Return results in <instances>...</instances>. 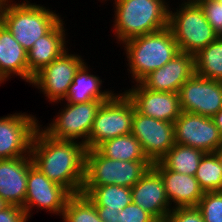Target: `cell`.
I'll return each mask as SVG.
<instances>
[{
	"label": "cell",
	"mask_w": 222,
	"mask_h": 222,
	"mask_svg": "<svg viewBox=\"0 0 222 222\" xmlns=\"http://www.w3.org/2000/svg\"><path fill=\"white\" fill-rule=\"evenodd\" d=\"M152 167L160 174L171 207H196L204 195L195 176L166 169L159 161ZM173 202V206H172Z\"/></svg>",
	"instance_id": "cell-19"
},
{
	"label": "cell",
	"mask_w": 222,
	"mask_h": 222,
	"mask_svg": "<svg viewBox=\"0 0 222 222\" xmlns=\"http://www.w3.org/2000/svg\"><path fill=\"white\" fill-rule=\"evenodd\" d=\"M194 176L204 193L222 191V166L215 152L203 155Z\"/></svg>",
	"instance_id": "cell-27"
},
{
	"label": "cell",
	"mask_w": 222,
	"mask_h": 222,
	"mask_svg": "<svg viewBox=\"0 0 222 222\" xmlns=\"http://www.w3.org/2000/svg\"><path fill=\"white\" fill-rule=\"evenodd\" d=\"M105 101L108 100H92L87 103L66 102L55 119L42 129L53 138L77 141L86 146L97 111Z\"/></svg>",
	"instance_id": "cell-8"
},
{
	"label": "cell",
	"mask_w": 222,
	"mask_h": 222,
	"mask_svg": "<svg viewBox=\"0 0 222 222\" xmlns=\"http://www.w3.org/2000/svg\"><path fill=\"white\" fill-rule=\"evenodd\" d=\"M165 222H204V219L197 207H176Z\"/></svg>",
	"instance_id": "cell-32"
},
{
	"label": "cell",
	"mask_w": 222,
	"mask_h": 222,
	"mask_svg": "<svg viewBox=\"0 0 222 222\" xmlns=\"http://www.w3.org/2000/svg\"><path fill=\"white\" fill-rule=\"evenodd\" d=\"M66 50L50 64L33 76L30 83L49 99L48 102L62 103L67 97L75 74L86 62L81 55L69 54Z\"/></svg>",
	"instance_id": "cell-9"
},
{
	"label": "cell",
	"mask_w": 222,
	"mask_h": 222,
	"mask_svg": "<svg viewBox=\"0 0 222 222\" xmlns=\"http://www.w3.org/2000/svg\"><path fill=\"white\" fill-rule=\"evenodd\" d=\"M194 73V55L180 51L163 67L149 73L140 83L152 91L178 93Z\"/></svg>",
	"instance_id": "cell-17"
},
{
	"label": "cell",
	"mask_w": 222,
	"mask_h": 222,
	"mask_svg": "<svg viewBox=\"0 0 222 222\" xmlns=\"http://www.w3.org/2000/svg\"><path fill=\"white\" fill-rule=\"evenodd\" d=\"M134 105L122 92L102 103L97 111L88 141L87 150L97 148L102 142L131 133Z\"/></svg>",
	"instance_id": "cell-7"
},
{
	"label": "cell",
	"mask_w": 222,
	"mask_h": 222,
	"mask_svg": "<svg viewBox=\"0 0 222 222\" xmlns=\"http://www.w3.org/2000/svg\"><path fill=\"white\" fill-rule=\"evenodd\" d=\"M39 120L25 112L0 118V159L30 156L31 142Z\"/></svg>",
	"instance_id": "cell-12"
},
{
	"label": "cell",
	"mask_w": 222,
	"mask_h": 222,
	"mask_svg": "<svg viewBox=\"0 0 222 222\" xmlns=\"http://www.w3.org/2000/svg\"><path fill=\"white\" fill-rule=\"evenodd\" d=\"M132 202L151 214L158 222H165L173 207L167 198L160 174L149 168L131 188Z\"/></svg>",
	"instance_id": "cell-16"
},
{
	"label": "cell",
	"mask_w": 222,
	"mask_h": 222,
	"mask_svg": "<svg viewBox=\"0 0 222 222\" xmlns=\"http://www.w3.org/2000/svg\"><path fill=\"white\" fill-rule=\"evenodd\" d=\"M194 1H212V2H218L219 0H194Z\"/></svg>",
	"instance_id": "cell-39"
},
{
	"label": "cell",
	"mask_w": 222,
	"mask_h": 222,
	"mask_svg": "<svg viewBox=\"0 0 222 222\" xmlns=\"http://www.w3.org/2000/svg\"><path fill=\"white\" fill-rule=\"evenodd\" d=\"M14 1V0H13ZM12 0H0L1 4L13 2Z\"/></svg>",
	"instance_id": "cell-38"
},
{
	"label": "cell",
	"mask_w": 222,
	"mask_h": 222,
	"mask_svg": "<svg viewBox=\"0 0 222 222\" xmlns=\"http://www.w3.org/2000/svg\"><path fill=\"white\" fill-rule=\"evenodd\" d=\"M41 126L31 142L33 165L71 195L80 194L85 176L86 146L77 141L53 138Z\"/></svg>",
	"instance_id": "cell-1"
},
{
	"label": "cell",
	"mask_w": 222,
	"mask_h": 222,
	"mask_svg": "<svg viewBox=\"0 0 222 222\" xmlns=\"http://www.w3.org/2000/svg\"><path fill=\"white\" fill-rule=\"evenodd\" d=\"M119 222H158L151 214L131 202L119 211Z\"/></svg>",
	"instance_id": "cell-31"
},
{
	"label": "cell",
	"mask_w": 222,
	"mask_h": 222,
	"mask_svg": "<svg viewBox=\"0 0 222 222\" xmlns=\"http://www.w3.org/2000/svg\"><path fill=\"white\" fill-rule=\"evenodd\" d=\"M195 74L222 82V36L194 55Z\"/></svg>",
	"instance_id": "cell-26"
},
{
	"label": "cell",
	"mask_w": 222,
	"mask_h": 222,
	"mask_svg": "<svg viewBox=\"0 0 222 222\" xmlns=\"http://www.w3.org/2000/svg\"><path fill=\"white\" fill-rule=\"evenodd\" d=\"M31 156L0 159V198L8 205L23 207Z\"/></svg>",
	"instance_id": "cell-18"
},
{
	"label": "cell",
	"mask_w": 222,
	"mask_h": 222,
	"mask_svg": "<svg viewBox=\"0 0 222 222\" xmlns=\"http://www.w3.org/2000/svg\"><path fill=\"white\" fill-rule=\"evenodd\" d=\"M71 194L62 186L52 182L33 164L28 169L27 192L23 208L31 219L34 207L62 217ZM40 208V209H39Z\"/></svg>",
	"instance_id": "cell-10"
},
{
	"label": "cell",
	"mask_w": 222,
	"mask_h": 222,
	"mask_svg": "<svg viewBox=\"0 0 222 222\" xmlns=\"http://www.w3.org/2000/svg\"><path fill=\"white\" fill-rule=\"evenodd\" d=\"M196 207L204 222H222V191L205 192Z\"/></svg>",
	"instance_id": "cell-29"
},
{
	"label": "cell",
	"mask_w": 222,
	"mask_h": 222,
	"mask_svg": "<svg viewBox=\"0 0 222 222\" xmlns=\"http://www.w3.org/2000/svg\"><path fill=\"white\" fill-rule=\"evenodd\" d=\"M12 75L29 83L27 51L0 22V84L8 81Z\"/></svg>",
	"instance_id": "cell-21"
},
{
	"label": "cell",
	"mask_w": 222,
	"mask_h": 222,
	"mask_svg": "<svg viewBox=\"0 0 222 222\" xmlns=\"http://www.w3.org/2000/svg\"><path fill=\"white\" fill-rule=\"evenodd\" d=\"M61 16L48 7L24 0L2 4L0 22L8 28L15 40L26 50L46 35L60 20Z\"/></svg>",
	"instance_id": "cell-4"
},
{
	"label": "cell",
	"mask_w": 222,
	"mask_h": 222,
	"mask_svg": "<svg viewBox=\"0 0 222 222\" xmlns=\"http://www.w3.org/2000/svg\"><path fill=\"white\" fill-rule=\"evenodd\" d=\"M124 93L132 101L135 110L147 117L174 123L182 112L179 93L152 91L140 82Z\"/></svg>",
	"instance_id": "cell-15"
},
{
	"label": "cell",
	"mask_w": 222,
	"mask_h": 222,
	"mask_svg": "<svg viewBox=\"0 0 222 222\" xmlns=\"http://www.w3.org/2000/svg\"><path fill=\"white\" fill-rule=\"evenodd\" d=\"M131 134L151 163L158 162L175 144L174 123L144 116L135 107Z\"/></svg>",
	"instance_id": "cell-11"
},
{
	"label": "cell",
	"mask_w": 222,
	"mask_h": 222,
	"mask_svg": "<svg viewBox=\"0 0 222 222\" xmlns=\"http://www.w3.org/2000/svg\"><path fill=\"white\" fill-rule=\"evenodd\" d=\"M170 10L171 8L168 27L179 51L195 55L218 38L203 10L194 0H184L174 12Z\"/></svg>",
	"instance_id": "cell-5"
},
{
	"label": "cell",
	"mask_w": 222,
	"mask_h": 222,
	"mask_svg": "<svg viewBox=\"0 0 222 222\" xmlns=\"http://www.w3.org/2000/svg\"><path fill=\"white\" fill-rule=\"evenodd\" d=\"M7 206L8 204L2 198H0V212Z\"/></svg>",
	"instance_id": "cell-37"
},
{
	"label": "cell",
	"mask_w": 222,
	"mask_h": 222,
	"mask_svg": "<svg viewBox=\"0 0 222 222\" xmlns=\"http://www.w3.org/2000/svg\"><path fill=\"white\" fill-rule=\"evenodd\" d=\"M88 64L84 63L75 74L64 102L87 103L92 100H109L115 93L112 90H101L102 79L89 73Z\"/></svg>",
	"instance_id": "cell-22"
},
{
	"label": "cell",
	"mask_w": 222,
	"mask_h": 222,
	"mask_svg": "<svg viewBox=\"0 0 222 222\" xmlns=\"http://www.w3.org/2000/svg\"><path fill=\"white\" fill-rule=\"evenodd\" d=\"M61 218L64 222H104L95 205L82 193L68 198Z\"/></svg>",
	"instance_id": "cell-28"
},
{
	"label": "cell",
	"mask_w": 222,
	"mask_h": 222,
	"mask_svg": "<svg viewBox=\"0 0 222 222\" xmlns=\"http://www.w3.org/2000/svg\"><path fill=\"white\" fill-rule=\"evenodd\" d=\"M96 149L113 160L149 161L140 142L131 133L102 142Z\"/></svg>",
	"instance_id": "cell-24"
},
{
	"label": "cell",
	"mask_w": 222,
	"mask_h": 222,
	"mask_svg": "<svg viewBox=\"0 0 222 222\" xmlns=\"http://www.w3.org/2000/svg\"><path fill=\"white\" fill-rule=\"evenodd\" d=\"M63 20L61 19L46 35L36 40L27 51L29 84L35 74L68 49L67 34H65L66 29L64 28L66 24Z\"/></svg>",
	"instance_id": "cell-20"
},
{
	"label": "cell",
	"mask_w": 222,
	"mask_h": 222,
	"mask_svg": "<svg viewBox=\"0 0 222 222\" xmlns=\"http://www.w3.org/2000/svg\"><path fill=\"white\" fill-rule=\"evenodd\" d=\"M222 137V108L212 117Z\"/></svg>",
	"instance_id": "cell-35"
},
{
	"label": "cell",
	"mask_w": 222,
	"mask_h": 222,
	"mask_svg": "<svg viewBox=\"0 0 222 222\" xmlns=\"http://www.w3.org/2000/svg\"><path fill=\"white\" fill-rule=\"evenodd\" d=\"M122 46L133 83H139L149 73L163 67L180 52L168 26L159 31L129 39L122 43Z\"/></svg>",
	"instance_id": "cell-3"
},
{
	"label": "cell",
	"mask_w": 222,
	"mask_h": 222,
	"mask_svg": "<svg viewBox=\"0 0 222 222\" xmlns=\"http://www.w3.org/2000/svg\"><path fill=\"white\" fill-rule=\"evenodd\" d=\"M99 218L104 222H119V211L106 210V207H96Z\"/></svg>",
	"instance_id": "cell-34"
},
{
	"label": "cell",
	"mask_w": 222,
	"mask_h": 222,
	"mask_svg": "<svg viewBox=\"0 0 222 222\" xmlns=\"http://www.w3.org/2000/svg\"><path fill=\"white\" fill-rule=\"evenodd\" d=\"M220 163H221V166H222V145L215 151Z\"/></svg>",
	"instance_id": "cell-36"
},
{
	"label": "cell",
	"mask_w": 222,
	"mask_h": 222,
	"mask_svg": "<svg viewBox=\"0 0 222 222\" xmlns=\"http://www.w3.org/2000/svg\"><path fill=\"white\" fill-rule=\"evenodd\" d=\"M114 1L115 16L112 31H115L114 37L121 44L168 26L170 7L167 0Z\"/></svg>",
	"instance_id": "cell-2"
},
{
	"label": "cell",
	"mask_w": 222,
	"mask_h": 222,
	"mask_svg": "<svg viewBox=\"0 0 222 222\" xmlns=\"http://www.w3.org/2000/svg\"><path fill=\"white\" fill-rule=\"evenodd\" d=\"M81 193L95 205L106 207V210L121 211L132 202L131 188L115 184L82 188Z\"/></svg>",
	"instance_id": "cell-23"
},
{
	"label": "cell",
	"mask_w": 222,
	"mask_h": 222,
	"mask_svg": "<svg viewBox=\"0 0 222 222\" xmlns=\"http://www.w3.org/2000/svg\"><path fill=\"white\" fill-rule=\"evenodd\" d=\"M218 37L222 36V5L219 2L195 1Z\"/></svg>",
	"instance_id": "cell-30"
},
{
	"label": "cell",
	"mask_w": 222,
	"mask_h": 222,
	"mask_svg": "<svg viewBox=\"0 0 222 222\" xmlns=\"http://www.w3.org/2000/svg\"><path fill=\"white\" fill-rule=\"evenodd\" d=\"M28 218L23 207L8 205L0 212V222H27Z\"/></svg>",
	"instance_id": "cell-33"
},
{
	"label": "cell",
	"mask_w": 222,
	"mask_h": 222,
	"mask_svg": "<svg viewBox=\"0 0 222 222\" xmlns=\"http://www.w3.org/2000/svg\"><path fill=\"white\" fill-rule=\"evenodd\" d=\"M152 167L150 161H121L103 156L96 148L86 151L82 188L115 184L132 188Z\"/></svg>",
	"instance_id": "cell-6"
},
{
	"label": "cell",
	"mask_w": 222,
	"mask_h": 222,
	"mask_svg": "<svg viewBox=\"0 0 222 222\" xmlns=\"http://www.w3.org/2000/svg\"><path fill=\"white\" fill-rule=\"evenodd\" d=\"M182 112L213 117L222 108V82L193 74L179 90Z\"/></svg>",
	"instance_id": "cell-14"
},
{
	"label": "cell",
	"mask_w": 222,
	"mask_h": 222,
	"mask_svg": "<svg viewBox=\"0 0 222 222\" xmlns=\"http://www.w3.org/2000/svg\"><path fill=\"white\" fill-rule=\"evenodd\" d=\"M175 143L215 152L222 145V137L212 117L181 112L174 122Z\"/></svg>",
	"instance_id": "cell-13"
},
{
	"label": "cell",
	"mask_w": 222,
	"mask_h": 222,
	"mask_svg": "<svg viewBox=\"0 0 222 222\" xmlns=\"http://www.w3.org/2000/svg\"><path fill=\"white\" fill-rule=\"evenodd\" d=\"M204 154L199 149L175 143L159 162L166 169L194 176Z\"/></svg>",
	"instance_id": "cell-25"
}]
</instances>
